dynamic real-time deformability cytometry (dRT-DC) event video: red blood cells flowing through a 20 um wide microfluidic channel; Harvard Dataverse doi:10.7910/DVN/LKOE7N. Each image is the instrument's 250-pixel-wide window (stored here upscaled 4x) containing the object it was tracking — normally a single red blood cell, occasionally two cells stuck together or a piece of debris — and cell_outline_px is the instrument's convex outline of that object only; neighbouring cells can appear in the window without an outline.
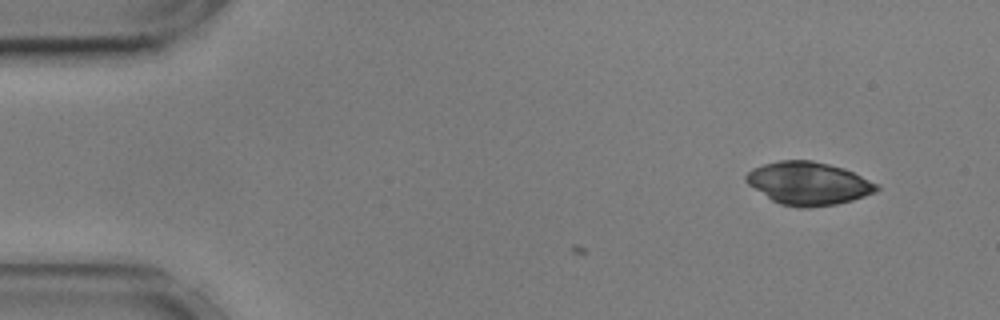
{"species": "common noctule bat (a hibernating species)", "species_latin": "Nyctalus noctula", "temperature_condition": "cold", "stored_images_in_passage": 4, "camera_frame_rate_fps": 3000, "um_per_image_px": 0.085, "animal": {"sex": "male", "body_mass_g": 17.9, "forearm_length_mm": 54.2}, "frame": {"image": 1, "passage_image": 1, "time_ms": 0.0, "image_size_px": [1000, 320], "cell_outline_px": [[880, 188], [876, 192], [852, 200], [836, 204], [808, 208], [800, 208], [780, 204], [772, 200], [748, 184], [744, 180], [744, 176], [752, 168], [764, 164], [780, 160], [812, 160], [844, 168], [880, 184]], "centroid_in_image_um": [68.73, 15.59], "position_along_channel_um": 16.3, "area_um2": 32.77}}